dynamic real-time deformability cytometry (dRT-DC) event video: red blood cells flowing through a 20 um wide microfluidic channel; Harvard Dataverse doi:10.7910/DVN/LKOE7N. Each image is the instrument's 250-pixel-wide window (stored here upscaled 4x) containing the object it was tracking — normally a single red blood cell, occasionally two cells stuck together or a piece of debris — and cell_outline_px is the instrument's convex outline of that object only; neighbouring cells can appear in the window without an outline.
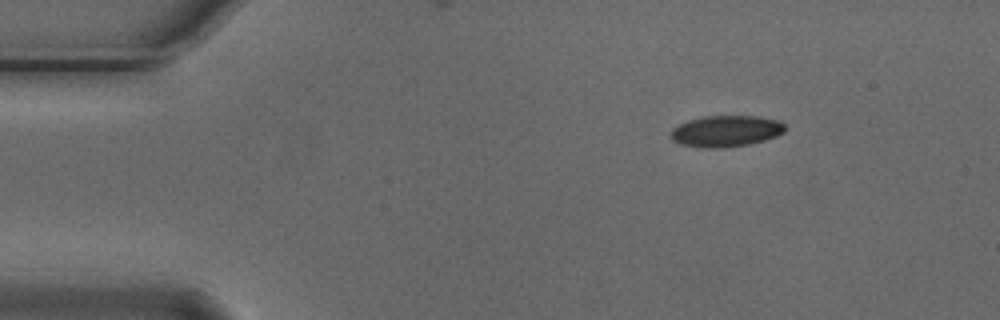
{"species": "Egyptian fruit bat (a non-hibernating species)", "species_latin": "Rousettus aegyptiacus", "temperature_condition": "cold", "stored_images_in_passage": 3, "camera_frame_rate_fps": 3000, "um_per_image_px": 0.085, "animal": {"sex": "male"}, "frame": {"image": 1, "passage_image": 1, "time_ms": 0.0, "image_size_px": [1000, 320], "cell_outline_px": [[784, 132], [776, 136], [764, 140], [748, 144], [720, 148], [712, 148], [680, 144], [672, 140], [672, 128], [688, 120], [700, 116], [760, 116], [780, 120], [784, 124]], "centroid_in_image_um": [61.72, 11.13], "position_along_channel_um": 23.3, "area_um2": 20.75}}